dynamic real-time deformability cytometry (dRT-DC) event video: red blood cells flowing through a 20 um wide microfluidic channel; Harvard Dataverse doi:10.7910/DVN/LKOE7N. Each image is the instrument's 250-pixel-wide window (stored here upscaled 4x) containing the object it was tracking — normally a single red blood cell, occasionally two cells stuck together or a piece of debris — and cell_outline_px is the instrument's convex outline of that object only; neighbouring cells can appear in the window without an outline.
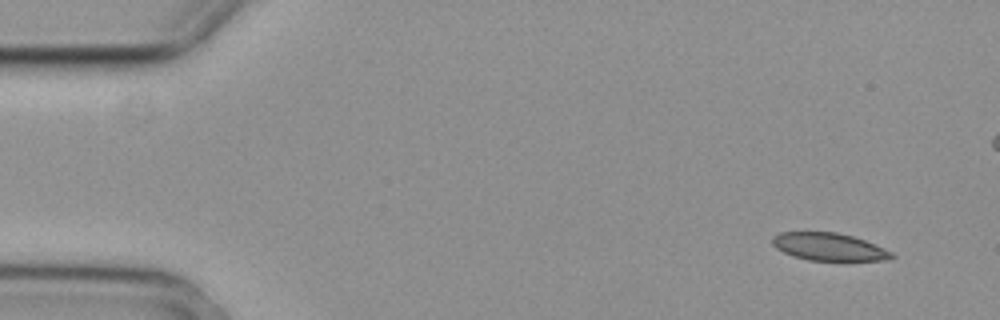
{"species": "common noctule bat (a hibernating species)", "species_latin": "Nyctalus noctula", "temperature_condition": "cold", "stored_images_in_passage": 5, "camera_frame_rate_fps": 3000, "um_per_image_px": 0.085, "animal": {"sex": "female", "body_mass_g": 29.2, "forearm_length_mm": 56.3}, "frame": {"image": 1, "passage_image": 1, "time_ms": 0.0, "image_size_px": [1000, 320], "cell_outline_px": [[896, 256], [892, 260], [844, 264], [808, 260], [792, 256], [776, 248], [772, 244], [772, 236], [780, 232], [836, 232], [852, 236], [864, 240], [884, 248], [892, 252]], "centroid_in_image_um": [70.55, 21.05], "position_along_channel_um": 14.4, "area_um2": 20.4}}